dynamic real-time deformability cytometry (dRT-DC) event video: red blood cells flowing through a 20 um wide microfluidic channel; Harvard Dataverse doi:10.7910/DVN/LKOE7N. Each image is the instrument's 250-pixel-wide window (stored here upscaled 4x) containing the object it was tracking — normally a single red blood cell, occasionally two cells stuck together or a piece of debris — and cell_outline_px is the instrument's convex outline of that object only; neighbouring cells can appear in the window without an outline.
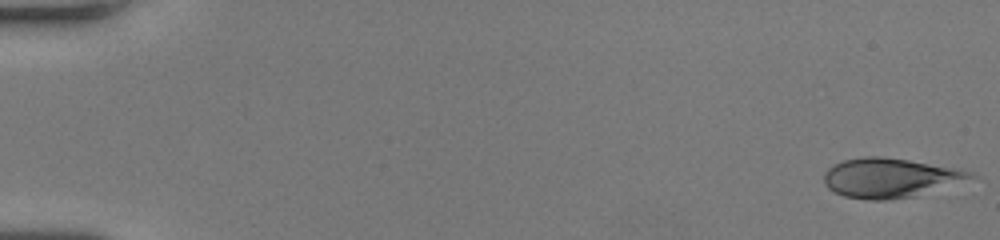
{"species": "human", "species_latin": "Homo sapiens", "temperature_condition": "room temperature", "stored_images_in_passage": 53, "camera_frame_rate_fps": 3000, "um_per_image_px": 0.085, "donor": {"sex": "female"}, "frame": {"image": 1, "passage_image": 1, "time_ms": 0.0, "image_size_px": [1000, 240], "cell_outline_px": [[980, 176], [916, 196], [888, 200], [868, 200], [844, 196], [828, 188], [824, 184], [824, 172], [832, 164], [844, 160], [864, 156], [884, 156], [956, 168], [976, 172]], "centroid_in_image_um": [75.66, 15.11], "position_along_channel_um": 9.3, "area_um2": 33.87}}
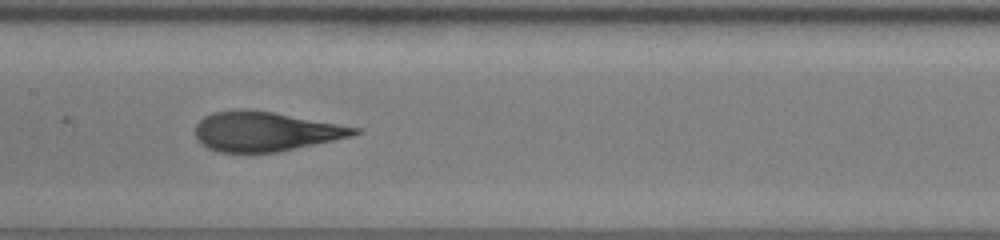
{"frame": {"image": 2, "passage_image": 28, "time_ms": 9.0, "image_size_px": [1000, 240], "cell_outline_px": [[360, 132], [352, 136], [276, 152], [220, 152], [208, 148], [200, 144], [196, 136], [196, 124], [204, 116], [212, 112], [272, 112], [360, 128]], "centroid_in_image_um": [22.54, 11.21], "position_along_channel_um": 184.9, "area_um2": 35.43}}
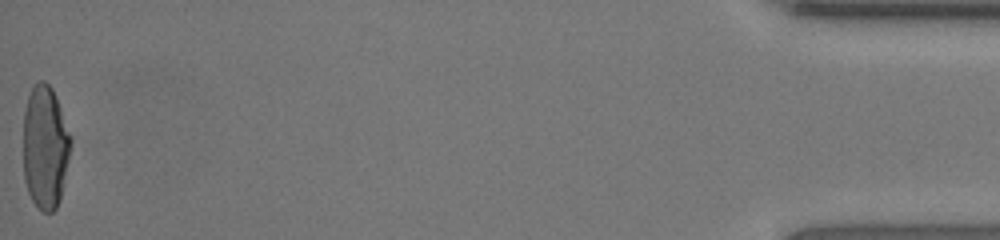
{"frame": {"image": 3, "passage_image": 53, "time_ms": 17.333, "image_size_px": [1000, 240], "cell_outline_px": [[72, 144], [60, 200], [56, 208], [52, 212], [44, 212], [32, 200], [28, 192], [24, 180], [24, 112], [28, 96], [36, 80], [44, 80], [52, 88], [56, 96], [72, 136]], "centroid_in_image_um": [3.86, 12.48], "position_along_channel_um": 431.3, "area_um2": 34.39}, "authors_computed_cell_mechanics": {"area_um2": 36.125, "velocity_mm_per_s": 4.054, "shape_relaxation_time_tau1_ms": 5.6781, "shape_relaxation_time_tau2_ms": 0.7724, "deformation_change_tau1": 0.2417, "deformation_change_tau2": 0.0836}}